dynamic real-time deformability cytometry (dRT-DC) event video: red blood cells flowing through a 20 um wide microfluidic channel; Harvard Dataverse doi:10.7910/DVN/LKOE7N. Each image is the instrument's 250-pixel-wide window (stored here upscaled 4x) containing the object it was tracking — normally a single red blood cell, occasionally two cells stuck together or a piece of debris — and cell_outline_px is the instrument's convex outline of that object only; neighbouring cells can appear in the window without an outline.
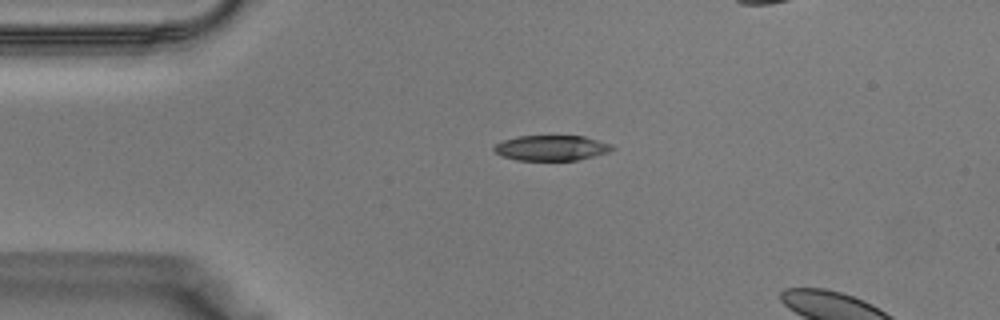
{"species": "Egyptian fruit bat (a non-hibernating species)", "species_latin": "Rousettus aegyptiacus", "temperature_condition": "warm", "stored_images_in_passage": 11, "camera_frame_rate_fps": 3000, "um_per_image_px": 0.085, "animal": {"sex": "male"}, "frame": {"image": 1, "passage_image": 8, "time_ms": 2.333, "image_size_px": [1000, 320], "cell_outline_px": [[616, 148], [608, 152], [580, 160], [516, 160], [500, 156], [492, 148], [496, 144], [504, 140], [516, 136], [584, 136], [612, 144]], "centroid_in_image_um": [46.88, 12.57], "position_along_channel_um": 38.1, "area_um2": 17.51}}